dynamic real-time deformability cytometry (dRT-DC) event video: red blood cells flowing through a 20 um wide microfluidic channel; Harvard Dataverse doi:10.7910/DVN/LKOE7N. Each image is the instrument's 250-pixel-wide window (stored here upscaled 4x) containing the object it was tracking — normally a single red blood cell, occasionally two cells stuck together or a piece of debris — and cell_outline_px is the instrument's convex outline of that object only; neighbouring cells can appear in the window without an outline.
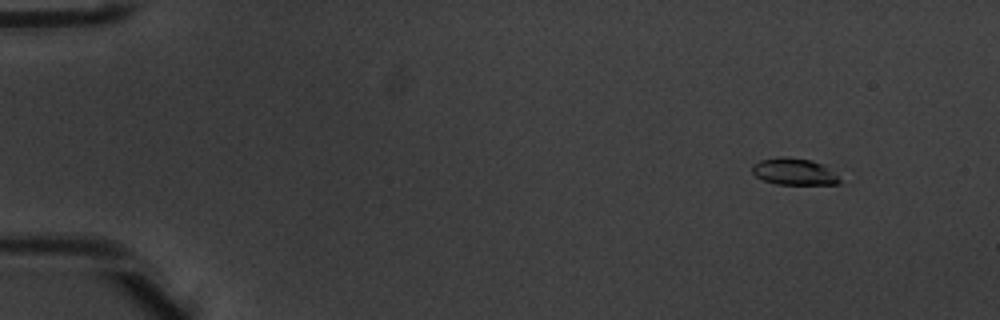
{"species": "common noctule bat (a hibernating species)", "species_latin": "Nyctalus noctula", "temperature_condition": "warm", "stored_images_in_passage": 4, "camera_frame_rate_fps": 3000, "um_per_image_px": 0.085, "animal": {"sex": "male", "body_mass_g": 20.1, "forearm_length_mm": 53.5}, "frame": {"image": 1, "passage_image": 1, "time_ms": 0.0, "image_size_px": [1000, 320], "cell_outline_px": [[840, 184], [776, 184], [764, 180], [756, 176], [752, 172], [752, 164], [760, 160], [780, 156], [812, 160], [824, 164], [840, 180]], "centroid_in_image_um": [67.46, 14.58], "position_along_channel_um": 17.5, "area_um2": 13.53}}
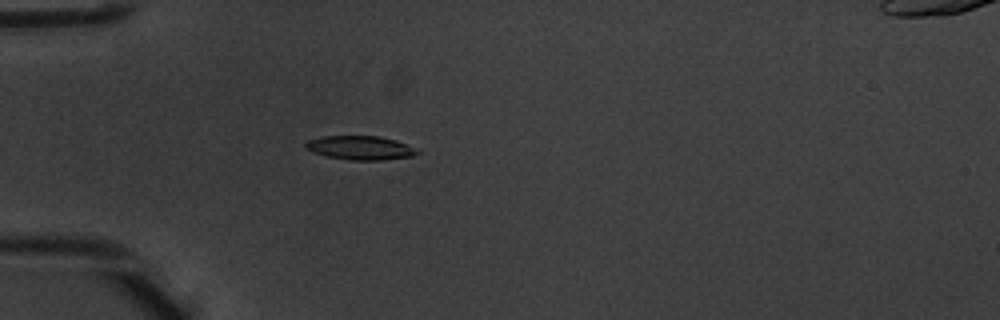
{"frame": {"image": 2, "passage_image": 4, "time_ms": 1.0, "image_size_px": [1000, 320], "cell_outline_px": [[420, 152], [412, 156], [380, 160], [348, 160], [324, 156], [312, 152], [304, 148], [304, 144], [308, 140], [320, 136], [380, 136], [396, 140]], "centroid_in_image_um": [30.53, 12.56], "position_along_channel_um": 54.5, "area_um2": 15.55}}